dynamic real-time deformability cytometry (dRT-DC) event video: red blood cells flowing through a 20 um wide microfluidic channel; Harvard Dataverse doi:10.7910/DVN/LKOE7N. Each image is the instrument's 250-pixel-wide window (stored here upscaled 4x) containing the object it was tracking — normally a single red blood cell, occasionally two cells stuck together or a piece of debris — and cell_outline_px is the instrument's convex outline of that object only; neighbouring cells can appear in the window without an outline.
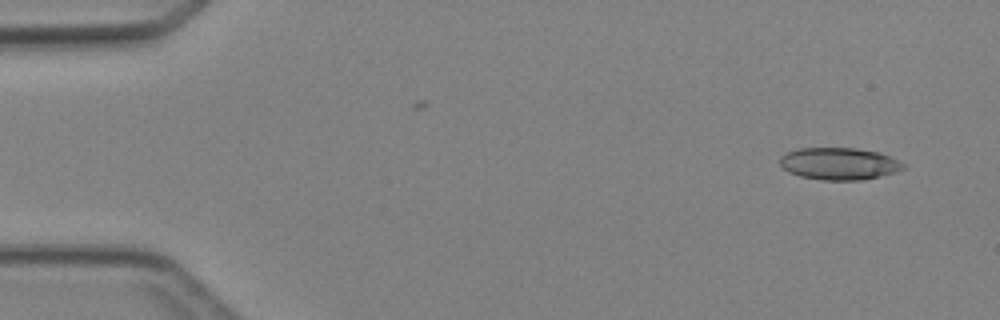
{"species": "Egyptian fruit bat (a non-hibernating species)", "species_latin": "Rousettus aegyptiacus", "temperature_condition": "cold", "stored_images_in_passage": 3, "camera_frame_rate_fps": 3000, "um_per_image_px": 0.085, "animal": {"sex": "female"}, "frame": {"image": 1, "passage_image": 1, "time_ms": 0.0, "image_size_px": [1000, 320], "cell_outline_px": [[904, 168], [896, 172], [860, 180], [824, 180], [800, 176], [788, 172], [780, 164], [780, 156], [796, 148], [856, 148], [880, 152], [904, 164]], "centroid_in_image_um": [71.29, 13.9], "position_along_channel_um": 13.7, "area_um2": 22.95}}
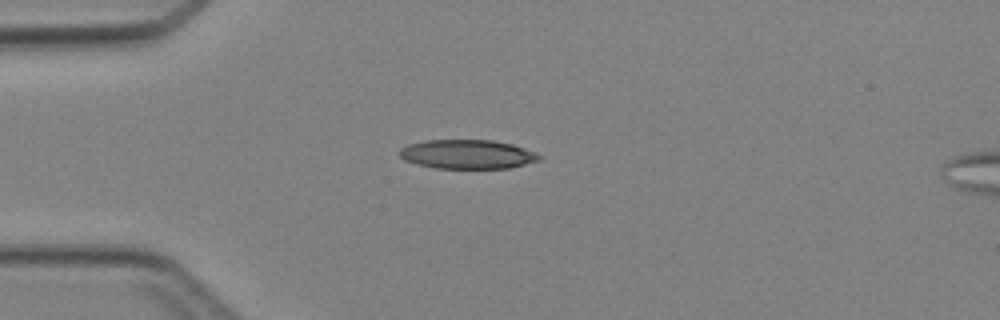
{"frame": {"image": 2, "passage_image": 3, "time_ms": 3.0, "image_size_px": [1000, 320], "cell_outline_px": [[544, 156], [540, 160], [508, 168], [436, 168], [416, 164], [404, 160], [396, 152], [400, 148], [408, 144], [424, 140], [492, 140], [512, 144]], "centroid_in_image_um": [39.68, 13.11], "position_along_channel_um": 45.3, "area_um2": 23.76}}